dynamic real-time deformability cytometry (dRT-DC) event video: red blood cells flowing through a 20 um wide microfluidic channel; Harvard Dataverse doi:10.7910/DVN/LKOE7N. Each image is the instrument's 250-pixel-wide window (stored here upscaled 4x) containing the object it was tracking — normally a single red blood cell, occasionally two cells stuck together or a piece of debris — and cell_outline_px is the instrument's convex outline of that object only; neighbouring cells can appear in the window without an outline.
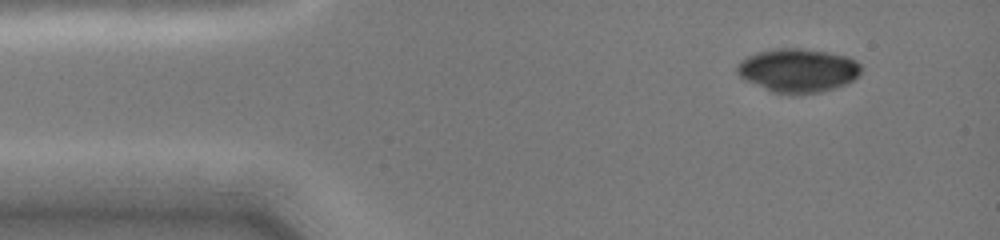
{"species": "common noctule bat (a hibernating species)", "species_latin": "Nyctalus noctula", "temperature_condition": "cold", "stored_images_in_passage": 50, "camera_frame_rate_fps": 3000, "um_per_image_px": 0.085, "animal": {"sex": "female", "body_mass_g": 19.0, "forearm_length_mm": 51.5}, "frame": {"image": 1, "passage_image": 1, "time_ms": 0.0, "image_size_px": [1000, 240], "cell_outline_px": [[860, 76], [836, 88], [820, 92], [796, 96], [772, 92], [744, 80], [736, 72], [736, 68], [740, 60], [748, 56], [760, 52], [780, 48], [800, 48], [828, 52], [848, 56], [856, 60], [860, 64]], "centroid_in_image_um": [67.83, 6.01], "position_along_channel_um": 17.2, "area_um2": 31.91}}
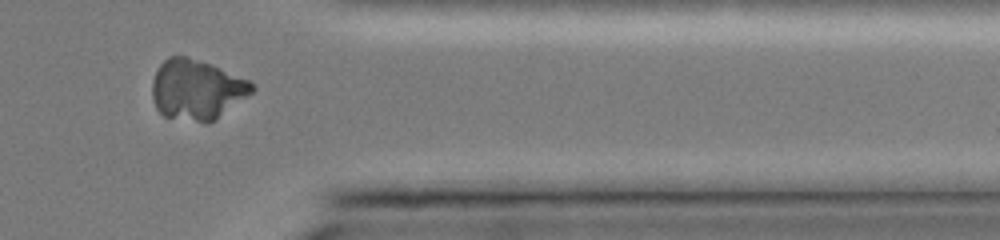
{"frame": {"image": 2, "passage_image": 43, "time_ms": 11.333, "image_size_px": [1000, 240], "cell_outline_px": [[256, 88], [252, 92], [216, 120], [208, 124], [164, 116], [156, 108], [152, 100], [152, 80], [160, 64], [168, 56], [184, 56], [208, 64], [248, 80]], "centroid_in_image_um": [16.68, 7.65], "position_along_channel_um": 394.7, "area_um2": 34.68}}
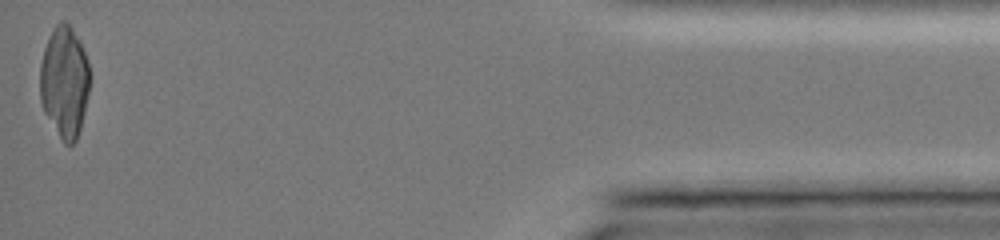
{"frame": {"image": 3, "passage_image": 49, "time_ms": 14.0, "image_size_px": [1000, 240], "cell_outline_px": [[88, 92], [80, 128], [76, 140], [68, 148], [64, 144], [44, 112], [40, 100], [40, 64], [44, 48], [56, 24], [60, 20], [64, 20], [72, 28], [88, 60]], "centroid_in_image_um": [5.45, 6.99], "position_along_channel_um": 429.7, "area_um2": 31.91}}